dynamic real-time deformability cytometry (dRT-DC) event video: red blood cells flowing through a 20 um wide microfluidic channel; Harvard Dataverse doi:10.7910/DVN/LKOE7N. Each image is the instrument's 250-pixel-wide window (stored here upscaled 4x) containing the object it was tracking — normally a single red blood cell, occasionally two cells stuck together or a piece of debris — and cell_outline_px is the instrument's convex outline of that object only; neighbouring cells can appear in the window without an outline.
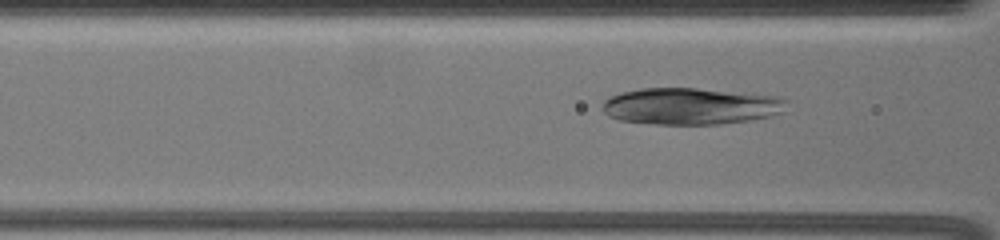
{"species": "common noctule bat (a hibernating species)", "species_latin": "Nyctalus noctula", "temperature_condition": "warm", "stored_images_in_passage": 63, "camera_frame_rate_fps": 3000, "um_per_image_px": 0.085, "animal": {"sex": "female", "body_mass_g": 19.5, "forearm_length_mm": 54.1}, "frame": {"image": 1, "passage_image": 30, "time_ms": 9.667, "image_size_px": [1000, 240], "cell_outline_px": [[788, 100], [784, 112], [752, 120], [720, 124], [656, 124], [620, 120], [608, 116], [600, 108], [604, 100], [608, 96], [620, 92], [640, 88], [696, 88], [744, 92], [776, 96]], "centroid_in_image_um": [58.69, 9.01], "position_along_channel_um": 107.9, "area_um2": 39.82}}
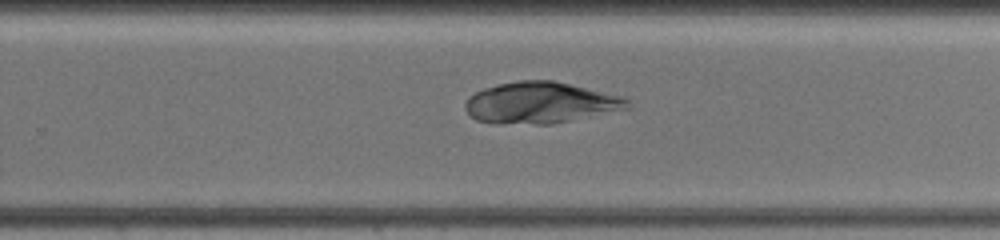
{"frame": {"image": 2, "passage_image": 45, "time_ms": 14.667, "image_size_px": [1000, 240], "cell_outline_px": [[632, 108], [552, 124], [496, 124], [476, 120], [464, 108], [464, 104], [468, 96], [484, 88], [516, 80], [552, 80], [620, 96], [628, 100]], "centroid_in_image_um": [45.91, 8.75], "position_along_channel_um": 283.9, "area_um2": 39.07}}
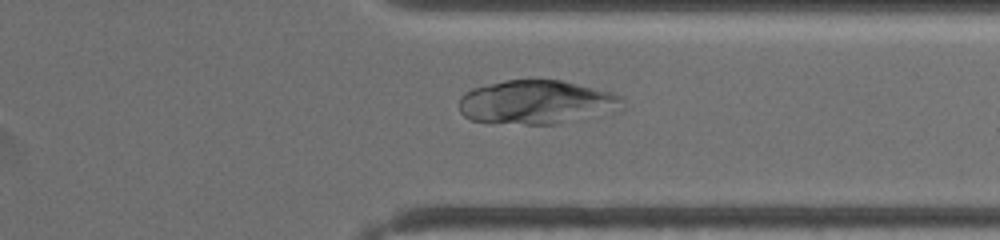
{"frame": {"image": 3, "passage_image": 52, "time_ms": 17.0, "image_size_px": [1000, 240], "cell_outline_px": [[624, 108], [556, 124], [524, 124], [472, 120], [464, 116], [460, 112], [460, 96], [464, 92], [472, 88], [504, 80], [560, 80], [608, 92], [620, 96], [624, 100]], "centroid_in_image_um": [45.56, 8.68], "position_along_channel_um": 365.8, "area_um2": 41.1}}